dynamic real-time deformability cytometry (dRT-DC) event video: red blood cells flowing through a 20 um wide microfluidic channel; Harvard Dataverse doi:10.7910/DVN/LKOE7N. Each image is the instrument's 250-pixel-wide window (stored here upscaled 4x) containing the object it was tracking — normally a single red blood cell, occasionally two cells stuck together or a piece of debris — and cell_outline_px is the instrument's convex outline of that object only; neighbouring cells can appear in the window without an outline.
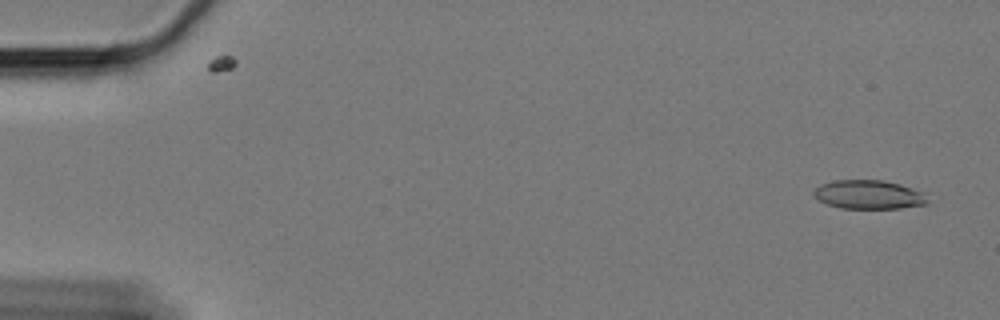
{"species": "Egyptian fruit bat (a non-hibernating species)", "species_latin": "Rousettus aegyptiacus", "temperature_condition": "cold", "stored_images_in_passage": 60, "camera_frame_rate_fps": 3000, "um_per_image_px": 0.085, "animal": {"sex": "female"}, "frame": {"image": 1, "passage_image": 3, "time_ms": 0.667, "image_size_px": [1000, 320], "cell_outline_px": [[928, 204], [900, 208], [840, 208], [828, 204], [820, 200], [812, 192], [820, 184], [836, 180], [880, 180], [900, 184], [924, 192], [928, 200]], "centroid_in_image_um": [73.87, 16.54], "position_along_channel_um": 11.1, "area_um2": 19.02}}
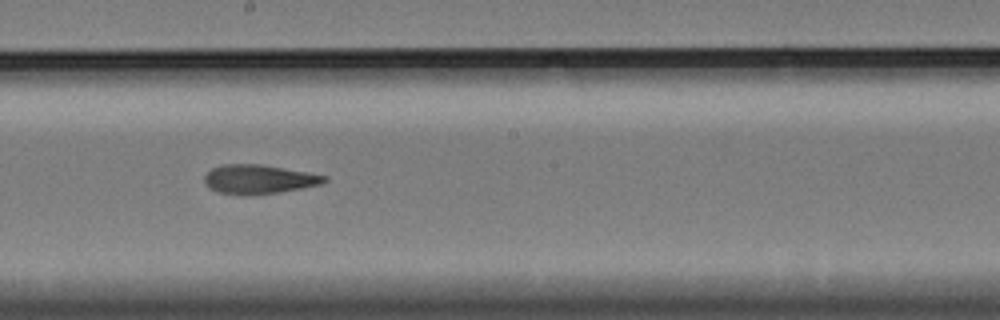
{"frame": {"image": 2, "passage_image": 34, "time_ms": 11.0, "image_size_px": [1000, 320], "cell_outline_px": [[328, 180], [320, 184], [280, 192], [248, 196], [244, 196], [216, 192], [208, 188], [204, 184], [204, 176], [212, 168], [224, 164], [260, 164], [328, 176]], "centroid_in_image_um": [21.94, 15.25], "position_along_channel_um": 226.3, "area_um2": 20.46}}
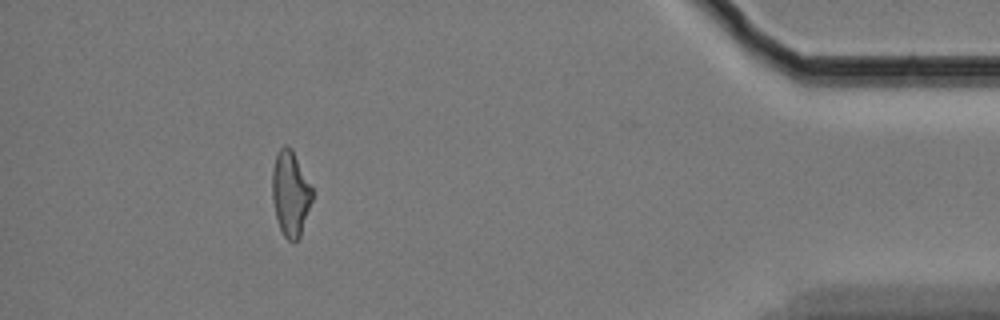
{"frame": {"image": 3, "passage_image": 55, "time_ms": 18.0, "image_size_px": [1000, 320], "cell_outline_px": [[312, 200], [300, 236], [292, 244], [284, 236], [280, 228], [276, 216], [272, 200], [272, 168], [276, 152], [284, 144], [292, 148], [312, 188]], "centroid_in_image_um": [24.67, 16.42], "position_along_channel_um": 410.5, "area_um2": 19.88}, "authors_computed_cell_mechanics": {"area_um2": 20.3167, "velocity_mm_per_s": 3.351, "shape_relaxation_time_tau1_ms": null, "shape_relaxation_time_tau2_ms": 4.645, "deformation_change_tau1": null, "deformation_change_tau2": 0.1534}}